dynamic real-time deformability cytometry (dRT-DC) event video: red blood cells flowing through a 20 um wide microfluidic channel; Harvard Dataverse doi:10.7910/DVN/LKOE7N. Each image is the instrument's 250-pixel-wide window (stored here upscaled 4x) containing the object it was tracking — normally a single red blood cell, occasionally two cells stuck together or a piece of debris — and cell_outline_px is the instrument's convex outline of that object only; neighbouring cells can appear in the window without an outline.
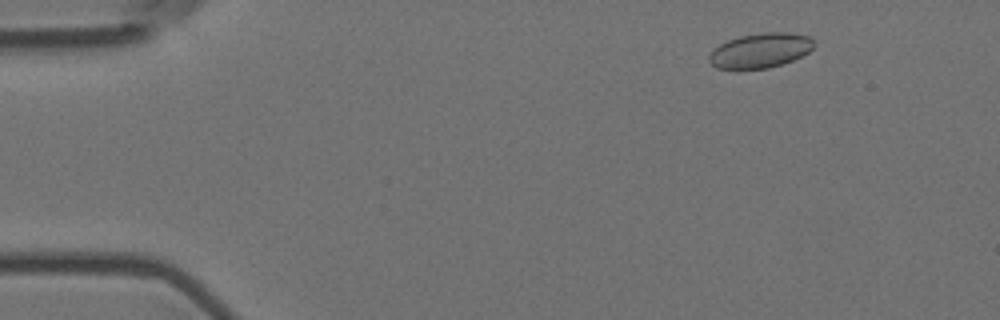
{"species": "Egyptian fruit bat (a non-hibernating species)", "species_latin": "Rousettus aegyptiacus", "temperature_condition": "room temperature", "stored_images_in_passage": 56, "camera_frame_rate_fps": 3000, "um_per_image_px": 0.085, "animal": {"sex": "female"}, "frame": {"image": 1, "passage_image": 6, "time_ms": 1.667, "image_size_px": [1000, 320], "cell_outline_px": [[816, 44], [808, 52], [792, 60], [768, 68], [716, 68], [708, 60], [708, 56], [712, 48], [728, 40], [740, 36], [764, 32], [792, 32], [808, 36]], "centroid_in_image_um": [64.61, 4.27], "position_along_channel_um": 20.4, "area_um2": 21.1}}
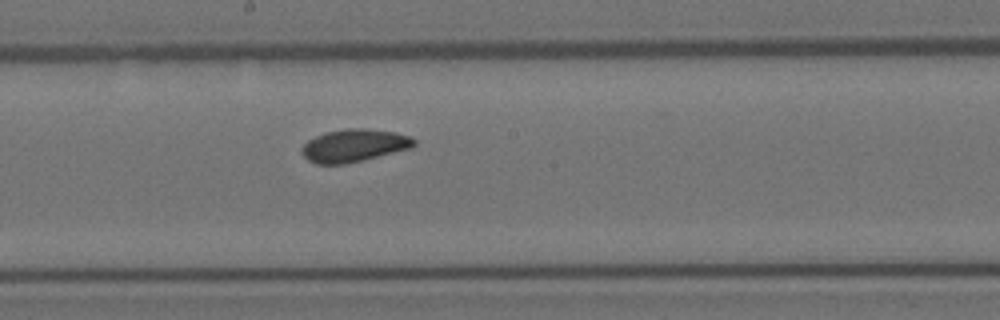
{"frame": {"image": 2, "passage_image": 30, "time_ms": 9.667, "image_size_px": [1000, 320], "cell_outline_px": [[416, 144], [412, 148], [344, 164], [316, 164], [308, 160], [300, 152], [300, 148], [308, 140], [324, 132], [348, 128], [368, 128], [396, 132], [412, 136], [416, 140]], "centroid_in_image_um": [30.1, 12.35], "position_along_channel_um": 218.1, "area_um2": 21.56}}
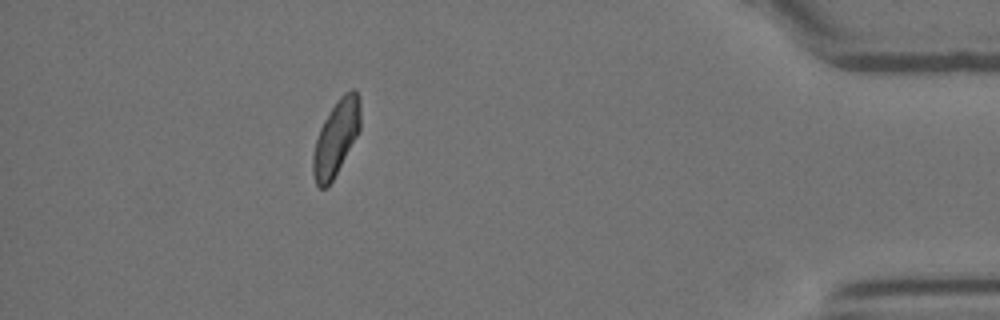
{"frame": {"image": 3, "passage_image": 50, "time_ms": 16.333, "image_size_px": [1000, 320], "cell_outline_px": [[360, 128], [356, 136], [332, 180], [324, 188], [320, 188], [316, 184], [312, 172], [312, 152], [320, 128], [324, 120], [340, 96], [344, 92], [352, 88], [360, 96]], "centroid_in_image_um": [28.55, 11.68], "position_along_channel_um": 406.6, "area_um2": 20.4}}